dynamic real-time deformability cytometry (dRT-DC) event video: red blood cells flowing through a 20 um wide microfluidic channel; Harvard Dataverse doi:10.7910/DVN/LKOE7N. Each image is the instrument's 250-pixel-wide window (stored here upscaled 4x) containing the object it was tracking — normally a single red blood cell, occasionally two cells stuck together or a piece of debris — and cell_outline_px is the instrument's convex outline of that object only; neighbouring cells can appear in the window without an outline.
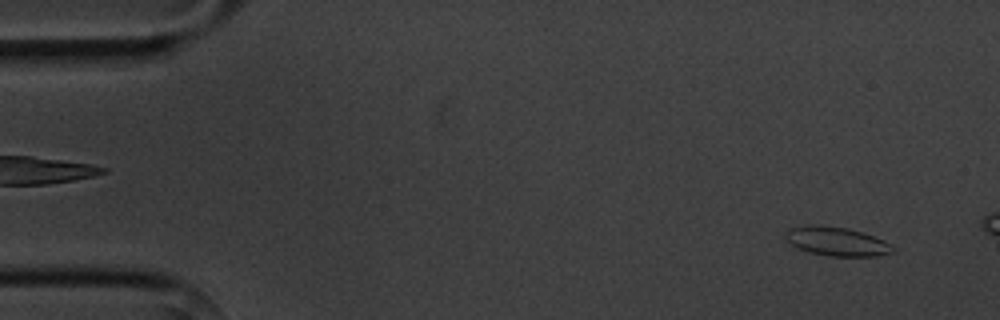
{"species": "common noctule bat (a hibernating species)", "species_latin": "Nyctalus noctula", "temperature_condition": "cold", "stored_images_in_passage": 5, "camera_frame_rate_fps": 3000, "um_per_image_px": 0.085, "animal": {"sex": "male", "body_mass_g": 20.1, "forearm_length_mm": 53.5}, "frame": {"image": 1, "passage_image": 5, "time_ms": 4.667, "image_size_px": [1000, 320], "cell_outline_px": [[896, 252], [880, 256], [828, 256], [808, 252], [796, 248], [784, 236], [788, 228], [808, 224], [820, 224], [848, 228], [884, 240], [892, 244], [896, 248]], "centroid_in_image_um": [71.13, 20.52], "position_along_channel_um": 13.9, "area_um2": 18.44}}